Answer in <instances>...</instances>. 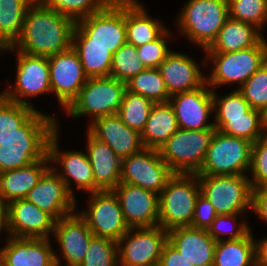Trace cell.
I'll use <instances>...</instances> for the list:
<instances>
[{"mask_svg": "<svg viewBox=\"0 0 267 266\" xmlns=\"http://www.w3.org/2000/svg\"><path fill=\"white\" fill-rule=\"evenodd\" d=\"M76 21L35 0L27 9L22 32L12 46L28 55L49 57L72 47Z\"/></svg>", "mask_w": 267, "mask_h": 266, "instance_id": "cell-1", "label": "cell"}, {"mask_svg": "<svg viewBox=\"0 0 267 266\" xmlns=\"http://www.w3.org/2000/svg\"><path fill=\"white\" fill-rule=\"evenodd\" d=\"M57 120L37 110L0 145V173L42 160L48 154L50 136L59 127Z\"/></svg>", "mask_w": 267, "mask_h": 266, "instance_id": "cell-2", "label": "cell"}, {"mask_svg": "<svg viewBox=\"0 0 267 266\" xmlns=\"http://www.w3.org/2000/svg\"><path fill=\"white\" fill-rule=\"evenodd\" d=\"M200 193L197 174L175 173L159 194L158 226L166 231L191 226Z\"/></svg>", "mask_w": 267, "mask_h": 266, "instance_id": "cell-3", "label": "cell"}, {"mask_svg": "<svg viewBox=\"0 0 267 266\" xmlns=\"http://www.w3.org/2000/svg\"><path fill=\"white\" fill-rule=\"evenodd\" d=\"M205 54L202 66H207L208 60L213 64L210 76H206L207 85L214 90L238 82L239 88L267 61V40L263 38L256 46L244 50Z\"/></svg>", "mask_w": 267, "mask_h": 266, "instance_id": "cell-4", "label": "cell"}, {"mask_svg": "<svg viewBox=\"0 0 267 266\" xmlns=\"http://www.w3.org/2000/svg\"><path fill=\"white\" fill-rule=\"evenodd\" d=\"M177 23L190 42L207 49L229 18L228 0H188Z\"/></svg>", "mask_w": 267, "mask_h": 266, "instance_id": "cell-5", "label": "cell"}, {"mask_svg": "<svg viewBox=\"0 0 267 266\" xmlns=\"http://www.w3.org/2000/svg\"><path fill=\"white\" fill-rule=\"evenodd\" d=\"M72 39L105 46L114 54L127 43L126 0H111L101 11L76 21Z\"/></svg>", "mask_w": 267, "mask_h": 266, "instance_id": "cell-6", "label": "cell"}, {"mask_svg": "<svg viewBox=\"0 0 267 266\" xmlns=\"http://www.w3.org/2000/svg\"><path fill=\"white\" fill-rule=\"evenodd\" d=\"M216 128L178 129L160 147V157L174 173L196 174L202 167Z\"/></svg>", "mask_w": 267, "mask_h": 266, "instance_id": "cell-7", "label": "cell"}, {"mask_svg": "<svg viewBox=\"0 0 267 266\" xmlns=\"http://www.w3.org/2000/svg\"><path fill=\"white\" fill-rule=\"evenodd\" d=\"M126 90V83L110 76L88 78L65 113L72 118L90 115L92 122L102 116L117 114Z\"/></svg>", "mask_w": 267, "mask_h": 266, "instance_id": "cell-8", "label": "cell"}, {"mask_svg": "<svg viewBox=\"0 0 267 266\" xmlns=\"http://www.w3.org/2000/svg\"><path fill=\"white\" fill-rule=\"evenodd\" d=\"M253 143L216 130L197 175H246L251 167Z\"/></svg>", "mask_w": 267, "mask_h": 266, "instance_id": "cell-9", "label": "cell"}, {"mask_svg": "<svg viewBox=\"0 0 267 266\" xmlns=\"http://www.w3.org/2000/svg\"><path fill=\"white\" fill-rule=\"evenodd\" d=\"M249 175H198L201 194L217 215L243 213L252 209L253 188Z\"/></svg>", "mask_w": 267, "mask_h": 266, "instance_id": "cell-10", "label": "cell"}, {"mask_svg": "<svg viewBox=\"0 0 267 266\" xmlns=\"http://www.w3.org/2000/svg\"><path fill=\"white\" fill-rule=\"evenodd\" d=\"M8 50L17 51L16 81L14 87L8 84L1 94L10 101L33 107L26 98L52 93L48 57L28 55L12 46L7 47Z\"/></svg>", "mask_w": 267, "mask_h": 266, "instance_id": "cell-11", "label": "cell"}, {"mask_svg": "<svg viewBox=\"0 0 267 266\" xmlns=\"http://www.w3.org/2000/svg\"><path fill=\"white\" fill-rule=\"evenodd\" d=\"M167 242L168 231L160 226L129 228L117 241L119 266H158Z\"/></svg>", "mask_w": 267, "mask_h": 266, "instance_id": "cell-12", "label": "cell"}, {"mask_svg": "<svg viewBox=\"0 0 267 266\" xmlns=\"http://www.w3.org/2000/svg\"><path fill=\"white\" fill-rule=\"evenodd\" d=\"M175 173L156 149L141 151L122 159L120 182L160 194Z\"/></svg>", "mask_w": 267, "mask_h": 266, "instance_id": "cell-13", "label": "cell"}, {"mask_svg": "<svg viewBox=\"0 0 267 266\" xmlns=\"http://www.w3.org/2000/svg\"><path fill=\"white\" fill-rule=\"evenodd\" d=\"M88 208L78 213L97 237L118 241L128 230L119 200L113 191L90 193Z\"/></svg>", "mask_w": 267, "mask_h": 266, "instance_id": "cell-14", "label": "cell"}, {"mask_svg": "<svg viewBox=\"0 0 267 266\" xmlns=\"http://www.w3.org/2000/svg\"><path fill=\"white\" fill-rule=\"evenodd\" d=\"M50 84L61 108L65 110L78 96L88 80L76 51H66L49 56Z\"/></svg>", "mask_w": 267, "mask_h": 266, "instance_id": "cell-15", "label": "cell"}, {"mask_svg": "<svg viewBox=\"0 0 267 266\" xmlns=\"http://www.w3.org/2000/svg\"><path fill=\"white\" fill-rule=\"evenodd\" d=\"M179 129L204 130L214 128V123H208L213 111V90L207 83L187 92H180L169 98Z\"/></svg>", "mask_w": 267, "mask_h": 266, "instance_id": "cell-16", "label": "cell"}, {"mask_svg": "<svg viewBox=\"0 0 267 266\" xmlns=\"http://www.w3.org/2000/svg\"><path fill=\"white\" fill-rule=\"evenodd\" d=\"M113 192L119 200L124 220L129 228L158 226V194L122 182Z\"/></svg>", "mask_w": 267, "mask_h": 266, "instance_id": "cell-17", "label": "cell"}, {"mask_svg": "<svg viewBox=\"0 0 267 266\" xmlns=\"http://www.w3.org/2000/svg\"><path fill=\"white\" fill-rule=\"evenodd\" d=\"M26 199L50 214L56 221L77 210L75 196L69 192L66 183L51 166L29 191Z\"/></svg>", "mask_w": 267, "mask_h": 266, "instance_id": "cell-18", "label": "cell"}, {"mask_svg": "<svg viewBox=\"0 0 267 266\" xmlns=\"http://www.w3.org/2000/svg\"><path fill=\"white\" fill-rule=\"evenodd\" d=\"M59 128L50 136L48 142V156L51 163H57L60 171L50 164L55 172L66 183L69 192L74 196L72 190L73 180L78 190H86L88 193L94 192V174L87 154L82 151H60L58 146ZM72 190V191H71Z\"/></svg>", "mask_w": 267, "mask_h": 266, "instance_id": "cell-19", "label": "cell"}, {"mask_svg": "<svg viewBox=\"0 0 267 266\" xmlns=\"http://www.w3.org/2000/svg\"><path fill=\"white\" fill-rule=\"evenodd\" d=\"M8 236L45 238L53 233L56 220L26 198L8 204Z\"/></svg>", "mask_w": 267, "mask_h": 266, "instance_id": "cell-20", "label": "cell"}, {"mask_svg": "<svg viewBox=\"0 0 267 266\" xmlns=\"http://www.w3.org/2000/svg\"><path fill=\"white\" fill-rule=\"evenodd\" d=\"M53 233L66 266H79L85 259L90 240L94 236L86 220L75 211L57 220Z\"/></svg>", "mask_w": 267, "mask_h": 266, "instance_id": "cell-21", "label": "cell"}, {"mask_svg": "<svg viewBox=\"0 0 267 266\" xmlns=\"http://www.w3.org/2000/svg\"><path fill=\"white\" fill-rule=\"evenodd\" d=\"M90 123L87 130L99 141L109 145L121 159L144 148L141 134L122 122L118 114L102 116Z\"/></svg>", "mask_w": 267, "mask_h": 266, "instance_id": "cell-22", "label": "cell"}, {"mask_svg": "<svg viewBox=\"0 0 267 266\" xmlns=\"http://www.w3.org/2000/svg\"><path fill=\"white\" fill-rule=\"evenodd\" d=\"M168 242L193 266H213L216 241L208 230L177 227L168 231Z\"/></svg>", "mask_w": 267, "mask_h": 266, "instance_id": "cell-23", "label": "cell"}, {"mask_svg": "<svg viewBox=\"0 0 267 266\" xmlns=\"http://www.w3.org/2000/svg\"><path fill=\"white\" fill-rule=\"evenodd\" d=\"M170 96L195 90L206 83V75L201 72L193 58L174 50L158 67Z\"/></svg>", "mask_w": 267, "mask_h": 266, "instance_id": "cell-24", "label": "cell"}, {"mask_svg": "<svg viewBox=\"0 0 267 266\" xmlns=\"http://www.w3.org/2000/svg\"><path fill=\"white\" fill-rule=\"evenodd\" d=\"M87 157L94 174V192L113 191L120 183L122 159L87 130Z\"/></svg>", "mask_w": 267, "mask_h": 266, "instance_id": "cell-25", "label": "cell"}, {"mask_svg": "<svg viewBox=\"0 0 267 266\" xmlns=\"http://www.w3.org/2000/svg\"><path fill=\"white\" fill-rule=\"evenodd\" d=\"M7 237L1 249L4 266H52L56 262L50 239Z\"/></svg>", "mask_w": 267, "mask_h": 266, "instance_id": "cell-26", "label": "cell"}, {"mask_svg": "<svg viewBox=\"0 0 267 266\" xmlns=\"http://www.w3.org/2000/svg\"><path fill=\"white\" fill-rule=\"evenodd\" d=\"M48 164V165H47ZM48 154L27 166L0 173V196L9 204L24 199L51 166Z\"/></svg>", "mask_w": 267, "mask_h": 266, "instance_id": "cell-27", "label": "cell"}, {"mask_svg": "<svg viewBox=\"0 0 267 266\" xmlns=\"http://www.w3.org/2000/svg\"><path fill=\"white\" fill-rule=\"evenodd\" d=\"M254 25L228 18L204 52H235L256 46L264 37Z\"/></svg>", "mask_w": 267, "mask_h": 266, "instance_id": "cell-28", "label": "cell"}, {"mask_svg": "<svg viewBox=\"0 0 267 266\" xmlns=\"http://www.w3.org/2000/svg\"><path fill=\"white\" fill-rule=\"evenodd\" d=\"M138 0H126V39L135 47L157 39L166 27L156 18L150 17Z\"/></svg>", "mask_w": 267, "mask_h": 266, "instance_id": "cell-29", "label": "cell"}, {"mask_svg": "<svg viewBox=\"0 0 267 266\" xmlns=\"http://www.w3.org/2000/svg\"><path fill=\"white\" fill-rule=\"evenodd\" d=\"M178 129L176 115L169 101L154 103L141 132L142 144L144 148L159 150Z\"/></svg>", "mask_w": 267, "mask_h": 266, "instance_id": "cell-30", "label": "cell"}, {"mask_svg": "<svg viewBox=\"0 0 267 266\" xmlns=\"http://www.w3.org/2000/svg\"><path fill=\"white\" fill-rule=\"evenodd\" d=\"M213 266H256L255 239L251 231L239 240L216 242Z\"/></svg>", "mask_w": 267, "mask_h": 266, "instance_id": "cell-31", "label": "cell"}, {"mask_svg": "<svg viewBox=\"0 0 267 266\" xmlns=\"http://www.w3.org/2000/svg\"><path fill=\"white\" fill-rule=\"evenodd\" d=\"M35 0H0V41L7 48L21 35L25 14Z\"/></svg>", "mask_w": 267, "mask_h": 266, "instance_id": "cell-32", "label": "cell"}, {"mask_svg": "<svg viewBox=\"0 0 267 266\" xmlns=\"http://www.w3.org/2000/svg\"><path fill=\"white\" fill-rule=\"evenodd\" d=\"M72 48L78 54L88 78L110 76L113 54L107 47L88 45V39H72Z\"/></svg>", "mask_w": 267, "mask_h": 266, "instance_id": "cell-33", "label": "cell"}, {"mask_svg": "<svg viewBox=\"0 0 267 266\" xmlns=\"http://www.w3.org/2000/svg\"><path fill=\"white\" fill-rule=\"evenodd\" d=\"M213 123L223 134L248 139L252 143L267 133L264 114L253 108L250 110V119L214 120Z\"/></svg>", "mask_w": 267, "mask_h": 266, "instance_id": "cell-34", "label": "cell"}, {"mask_svg": "<svg viewBox=\"0 0 267 266\" xmlns=\"http://www.w3.org/2000/svg\"><path fill=\"white\" fill-rule=\"evenodd\" d=\"M127 90L154 103L168 102L171 97L158 68H145L127 83Z\"/></svg>", "mask_w": 267, "mask_h": 266, "instance_id": "cell-35", "label": "cell"}, {"mask_svg": "<svg viewBox=\"0 0 267 266\" xmlns=\"http://www.w3.org/2000/svg\"><path fill=\"white\" fill-rule=\"evenodd\" d=\"M153 104L152 100L126 90L117 114L129 128L141 134L150 116Z\"/></svg>", "mask_w": 267, "mask_h": 266, "instance_id": "cell-36", "label": "cell"}, {"mask_svg": "<svg viewBox=\"0 0 267 266\" xmlns=\"http://www.w3.org/2000/svg\"><path fill=\"white\" fill-rule=\"evenodd\" d=\"M36 111L33 107L10 101L0 93V145Z\"/></svg>", "mask_w": 267, "mask_h": 266, "instance_id": "cell-37", "label": "cell"}, {"mask_svg": "<svg viewBox=\"0 0 267 266\" xmlns=\"http://www.w3.org/2000/svg\"><path fill=\"white\" fill-rule=\"evenodd\" d=\"M137 47L125 43L112 57L110 77L127 83L146 67L138 58Z\"/></svg>", "mask_w": 267, "mask_h": 266, "instance_id": "cell-38", "label": "cell"}, {"mask_svg": "<svg viewBox=\"0 0 267 266\" xmlns=\"http://www.w3.org/2000/svg\"><path fill=\"white\" fill-rule=\"evenodd\" d=\"M251 109L238 89L221 98L213 90V111H216L214 120L250 119Z\"/></svg>", "mask_w": 267, "mask_h": 266, "instance_id": "cell-39", "label": "cell"}, {"mask_svg": "<svg viewBox=\"0 0 267 266\" xmlns=\"http://www.w3.org/2000/svg\"><path fill=\"white\" fill-rule=\"evenodd\" d=\"M229 17L254 25L260 31L267 24V0H228Z\"/></svg>", "mask_w": 267, "mask_h": 266, "instance_id": "cell-40", "label": "cell"}, {"mask_svg": "<svg viewBox=\"0 0 267 266\" xmlns=\"http://www.w3.org/2000/svg\"><path fill=\"white\" fill-rule=\"evenodd\" d=\"M79 266H119L117 241L93 236Z\"/></svg>", "mask_w": 267, "mask_h": 266, "instance_id": "cell-41", "label": "cell"}, {"mask_svg": "<svg viewBox=\"0 0 267 266\" xmlns=\"http://www.w3.org/2000/svg\"><path fill=\"white\" fill-rule=\"evenodd\" d=\"M47 7L75 21L101 11L111 0H41Z\"/></svg>", "mask_w": 267, "mask_h": 266, "instance_id": "cell-42", "label": "cell"}, {"mask_svg": "<svg viewBox=\"0 0 267 266\" xmlns=\"http://www.w3.org/2000/svg\"><path fill=\"white\" fill-rule=\"evenodd\" d=\"M249 105L261 111H267V61L239 88Z\"/></svg>", "mask_w": 267, "mask_h": 266, "instance_id": "cell-43", "label": "cell"}, {"mask_svg": "<svg viewBox=\"0 0 267 266\" xmlns=\"http://www.w3.org/2000/svg\"><path fill=\"white\" fill-rule=\"evenodd\" d=\"M243 213L230 214V215H217L212 225L207 229L209 235L216 241H222L224 238L220 237L221 235L229 234L225 240H239L245 237L251 230L246 221L242 220L239 223L237 222L238 215ZM234 221V222H233ZM231 230L226 227V224H231ZM238 225V226H237ZM237 226V227H236Z\"/></svg>", "mask_w": 267, "mask_h": 266, "instance_id": "cell-44", "label": "cell"}, {"mask_svg": "<svg viewBox=\"0 0 267 266\" xmlns=\"http://www.w3.org/2000/svg\"><path fill=\"white\" fill-rule=\"evenodd\" d=\"M171 33L166 29L157 39L137 47L138 58L146 68H158L165 58L172 52L167 46L166 39L171 38Z\"/></svg>", "mask_w": 267, "mask_h": 266, "instance_id": "cell-45", "label": "cell"}, {"mask_svg": "<svg viewBox=\"0 0 267 266\" xmlns=\"http://www.w3.org/2000/svg\"><path fill=\"white\" fill-rule=\"evenodd\" d=\"M249 172L252 188L267 186V133L253 143Z\"/></svg>", "mask_w": 267, "mask_h": 266, "instance_id": "cell-46", "label": "cell"}, {"mask_svg": "<svg viewBox=\"0 0 267 266\" xmlns=\"http://www.w3.org/2000/svg\"><path fill=\"white\" fill-rule=\"evenodd\" d=\"M216 216L217 213L215 212L214 206L200 193L196 200L191 227L207 230L212 225Z\"/></svg>", "mask_w": 267, "mask_h": 266, "instance_id": "cell-47", "label": "cell"}, {"mask_svg": "<svg viewBox=\"0 0 267 266\" xmlns=\"http://www.w3.org/2000/svg\"><path fill=\"white\" fill-rule=\"evenodd\" d=\"M158 266H193L182 254L167 242L163 248Z\"/></svg>", "mask_w": 267, "mask_h": 266, "instance_id": "cell-48", "label": "cell"}, {"mask_svg": "<svg viewBox=\"0 0 267 266\" xmlns=\"http://www.w3.org/2000/svg\"><path fill=\"white\" fill-rule=\"evenodd\" d=\"M252 211L267 222V186L253 188Z\"/></svg>", "mask_w": 267, "mask_h": 266, "instance_id": "cell-49", "label": "cell"}, {"mask_svg": "<svg viewBox=\"0 0 267 266\" xmlns=\"http://www.w3.org/2000/svg\"><path fill=\"white\" fill-rule=\"evenodd\" d=\"M256 266H267V237L255 241Z\"/></svg>", "mask_w": 267, "mask_h": 266, "instance_id": "cell-50", "label": "cell"}, {"mask_svg": "<svg viewBox=\"0 0 267 266\" xmlns=\"http://www.w3.org/2000/svg\"><path fill=\"white\" fill-rule=\"evenodd\" d=\"M8 204L0 196V235L2 230L5 229L8 235V218H7Z\"/></svg>", "mask_w": 267, "mask_h": 266, "instance_id": "cell-51", "label": "cell"}, {"mask_svg": "<svg viewBox=\"0 0 267 266\" xmlns=\"http://www.w3.org/2000/svg\"><path fill=\"white\" fill-rule=\"evenodd\" d=\"M58 254L55 252V259H56V262L52 265V266H60V259H59V256H57Z\"/></svg>", "mask_w": 267, "mask_h": 266, "instance_id": "cell-52", "label": "cell"}, {"mask_svg": "<svg viewBox=\"0 0 267 266\" xmlns=\"http://www.w3.org/2000/svg\"><path fill=\"white\" fill-rule=\"evenodd\" d=\"M0 266H4L3 255L0 249Z\"/></svg>", "mask_w": 267, "mask_h": 266, "instance_id": "cell-53", "label": "cell"}, {"mask_svg": "<svg viewBox=\"0 0 267 266\" xmlns=\"http://www.w3.org/2000/svg\"><path fill=\"white\" fill-rule=\"evenodd\" d=\"M265 121L267 123V111L264 113Z\"/></svg>", "mask_w": 267, "mask_h": 266, "instance_id": "cell-54", "label": "cell"}, {"mask_svg": "<svg viewBox=\"0 0 267 266\" xmlns=\"http://www.w3.org/2000/svg\"><path fill=\"white\" fill-rule=\"evenodd\" d=\"M0 48H6V47L2 44L1 41H0Z\"/></svg>", "mask_w": 267, "mask_h": 266, "instance_id": "cell-55", "label": "cell"}, {"mask_svg": "<svg viewBox=\"0 0 267 266\" xmlns=\"http://www.w3.org/2000/svg\"><path fill=\"white\" fill-rule=\"evenodd\" d=\"M6 48H0V53L2 54V51H5Z\"/></svg>", "mask_w": 267, "mask_h": 266, "instance_id": "cell-56", "label": "cell"}]
</instances>
